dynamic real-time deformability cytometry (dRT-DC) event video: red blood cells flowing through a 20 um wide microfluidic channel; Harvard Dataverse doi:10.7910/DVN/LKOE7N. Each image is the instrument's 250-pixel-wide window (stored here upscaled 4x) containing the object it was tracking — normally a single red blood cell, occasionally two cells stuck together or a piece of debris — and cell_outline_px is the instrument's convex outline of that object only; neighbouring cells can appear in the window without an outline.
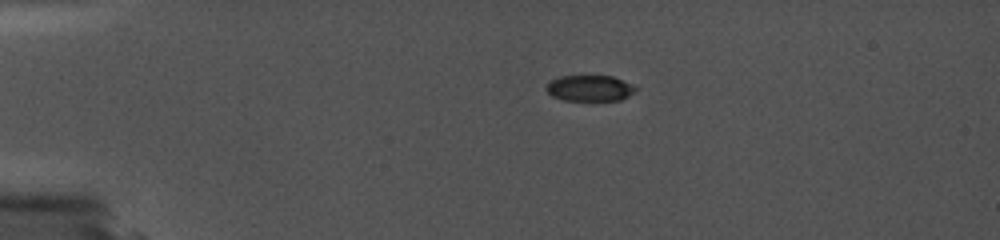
{"species": "common noctule bat (a hibernating species)", "species_latin": "Nyctalus noctula", "temperature_condition": "cold", "stored_images_in_passage": 16, "camera_frame_rate_fps": 5000, "um_per_image_px": 0.085, "animal": {"sex": "female", "body_mass_g": 19.0, "forearm_length_mm": 56.7}, "frame": {"image": 1, "passage_image": 7, "time_ms": 3.8, "image_size_px": [1000, 240], "cell_outline_px": [[640, 88], [636, 92], [620, 100], [564, 100], [552, 96], [544, 88], [552, 80], [560, 76], [612, 76], [632, 84]], "centroid_in_image_um": [50.17, 7.5], "position_along_channel_um": 34.8, "area_um2": 13.53}}